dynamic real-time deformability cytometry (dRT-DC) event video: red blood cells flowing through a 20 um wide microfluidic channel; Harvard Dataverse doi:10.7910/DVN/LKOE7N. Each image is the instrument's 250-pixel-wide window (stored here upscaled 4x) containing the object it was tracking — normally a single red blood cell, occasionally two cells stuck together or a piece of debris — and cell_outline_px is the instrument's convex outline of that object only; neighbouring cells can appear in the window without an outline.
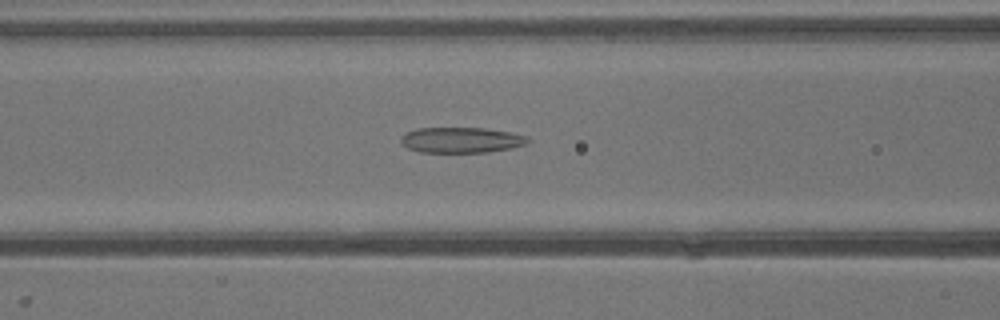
{"species": "common noctule bat (a hibernating species)", "species_latin": "Nyctalus noctula", "temperature_condition": "warm", "stored_images_in_passage": 28, "camera_frame_rate_fps": 3000, "um_per_image_px": 0.085, "animal": {"sex": "male", "body_mass_g": 13.3}, "frame": {"image": 1, "passage_image": 10, "time_ms": 3.0, "image_size_px": [1000, 320], "cell_outline_px": [[532, 140], [528, 144], [512, 148], [488, 152], [420, 152], [408, 148], [400, 140], [400, 136], [404, 132], [416, 128], [484, 128], [512, 132], [528, 136]], "centroid_in_image_um": [39.25, 11.89], "position_along_channel_um": 127.4, "area_um2": 19.19}}
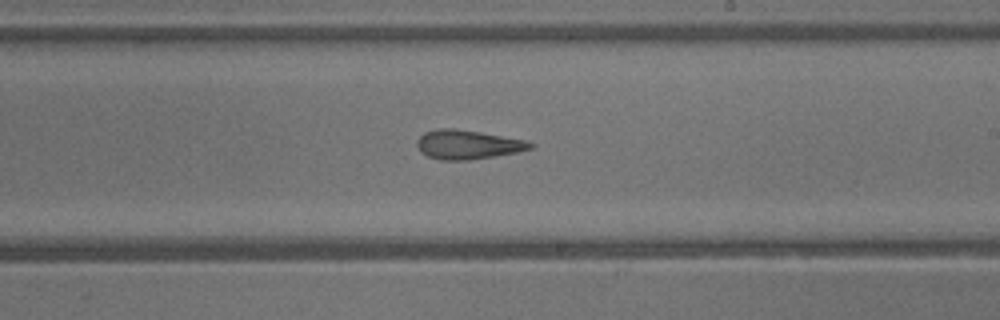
{"frame": {"image": 2, "passage_image": 17, "time_ms": 5.333, "image_size_px": [1000, 320], "cell_outline_px": [[536, 144], [532, 148], [516, 152], [468, 160], [440, 160], [428, 156], [420, 152], [416, 144], [416, 140], [424, 132], [436, 128], [456, 128], [480, 132], [524, 140]], "centroid_in_image_um": [39.7, 12.28], "position_along_channel_um": 249.3, "area_um2": 19.19}}
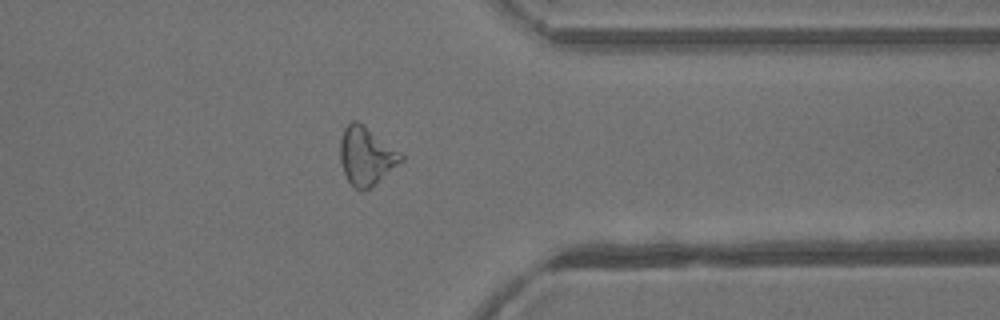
{"frame": {"image": 3, "passage_image": 25, "time_ms": 8.0, "image_size_px": [1000, 320], "cell_outline_px": [[404, 160], [372, 188], [364, 192], [356, 188], [348, 180], [344, 172], [340, 160], [340, 140], [344, 128], [352, 120], [356, 120], [364, 124], [400, 152], [404, 156]], "centroid_in_image_um": [31.14, 13.27], "position_along_channel_um": 380.3, "area_um2": 20.81}}